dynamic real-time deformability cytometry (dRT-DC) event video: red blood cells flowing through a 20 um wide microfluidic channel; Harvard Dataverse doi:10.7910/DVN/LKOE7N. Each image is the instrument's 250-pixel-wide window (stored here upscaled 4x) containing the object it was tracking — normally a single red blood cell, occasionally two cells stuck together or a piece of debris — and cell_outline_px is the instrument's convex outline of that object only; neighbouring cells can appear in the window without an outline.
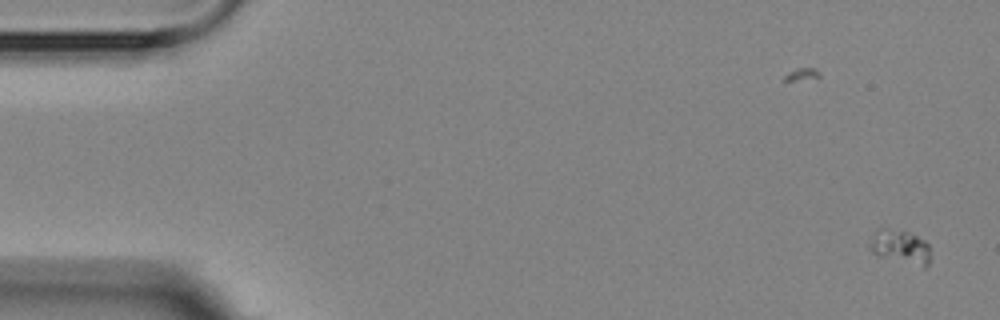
{"species": "Egyptian fruit bat (a non-hibernating species)", "species_latin": "Rousettus aegyptiacus", "temperature_condition": "room temperature", "stored_images_in_passage": 2, "camera_frame_rate_fps": 3000, "um_per_image_px": 0.085, "animal": {"sex": "female"}, "frame": {"image": 1, "passage_image": 2, "time_ms": 1.0, "image_size_px": [1000, 320], "cell_outline_px": [[928, 264], [924, 268], [880, 256], [872, 252], [868, 248], [868, 244], [872, 232], [876, 228], [884, 228], [908, 232], [924, 240], [928, 244]], "centroid_in_image_um": [76.45, 20.96], "position_along_channel_um": 8.6, "area_um2": 12.02}}